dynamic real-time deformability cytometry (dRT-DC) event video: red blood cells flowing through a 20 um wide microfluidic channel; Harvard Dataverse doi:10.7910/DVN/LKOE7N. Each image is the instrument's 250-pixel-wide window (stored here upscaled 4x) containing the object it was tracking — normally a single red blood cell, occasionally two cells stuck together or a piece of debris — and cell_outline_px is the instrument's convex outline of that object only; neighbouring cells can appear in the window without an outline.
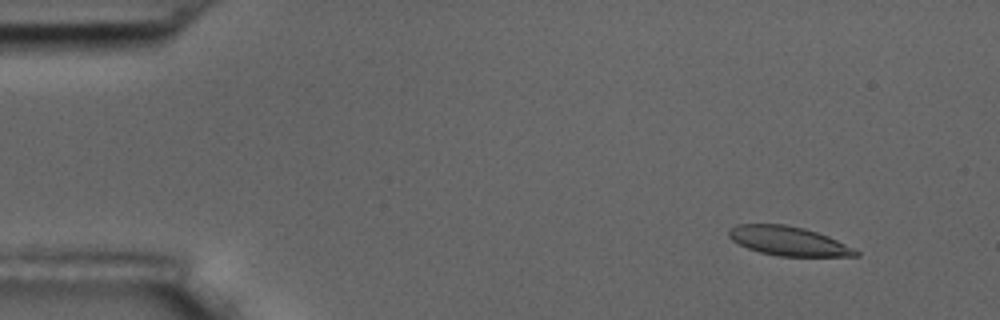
{"species": "common noctule bat (a hibernating species)", "species_latin": "Nyctalus noctula", "temperature_condition": "room temperature", "stored_images_in_passage": 5, "camera_frame_rate_fps": 3000, "um_per_image_px": 0.085, "animal": {"sex": "male", "body_mass_g": 17.5, "forearm_length_mm": 52.3}, "frame": {"image": 1, "passage_image": 2, "time_ms": 1.0, "image_size_px": [1000, 320], "cell_outline_px": [[860, 256], [780, 256], [760, 252], [748, 248], [732, 240], [728, 236], [728, 228], [736, 224], [784, 224], [804, 228], [828, 236], [860, 252]], "centroid_in_image_um": [66.98, 20.48], "position_along_channel_um": 18.0, "area_um2": 21.39}}
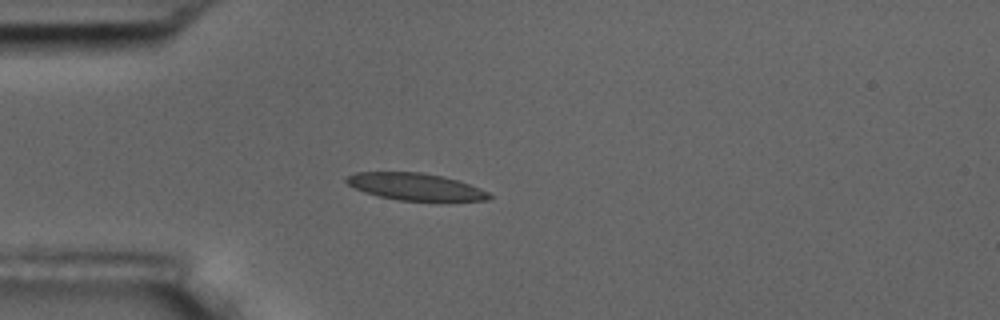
{"frame": {"image": 2, "passage_image": 5, "time_ms": 4.333, "image_size_px": [1000, 320], "cell_outline_px": [[492, 196], [488, 200], [400, 200], [380, 196], [364, 192], [348, 184], [344, 180], [348, 176], [356, 172], [420, 172], [440, 176], [456, 180], [480, 188], [488, 192]], "centroid_in_image_um": [35.28, 15.86], "position_along_channel_um": 49.7, "area_um2": 21.96}}